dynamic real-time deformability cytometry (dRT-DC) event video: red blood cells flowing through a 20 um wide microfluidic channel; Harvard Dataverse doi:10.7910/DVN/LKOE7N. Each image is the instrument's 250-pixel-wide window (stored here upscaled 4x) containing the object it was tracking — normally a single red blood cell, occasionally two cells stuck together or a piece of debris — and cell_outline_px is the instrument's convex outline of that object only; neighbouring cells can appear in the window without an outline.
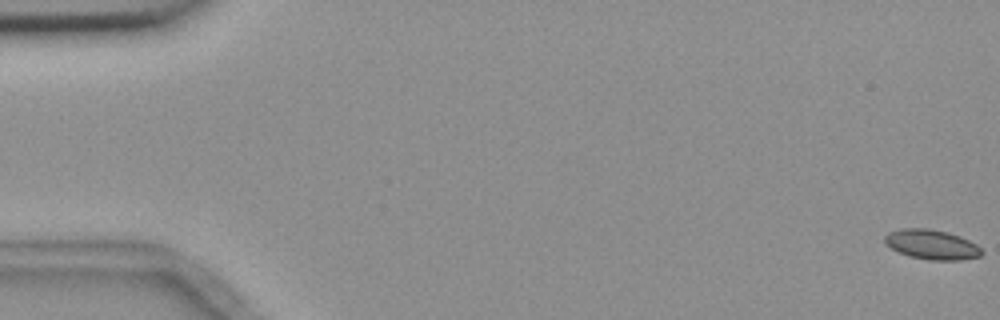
{"species": "common noctule bat (a hibernating species)", "species_latin": "Nyctalus noctula", "temperature_condition": "room temperature", "stored_images_in_passage": 4, "camera_frame_rate_fps": 3000, "um_per_image_px": 0.085, "animal": {"sex": "female", "body_mass_g": 18.4}, "frame": {"image": 1, "passage_image": 1, "time_ms": 0.0, "image_size_px": [1000, 320], "cell_outline_px": [[984, 252], [980, 256], [960, 260], [928, 260], [908, 256], [884, 244], [884, 236], [888, 232], [900, 228], [928, 228], [948, 232], [960, 236], [976, 244]], "centroid_in_image_um": [79.17, 20.78], "position_along_channel_um": 5.8, "area_um2": 16.94}}